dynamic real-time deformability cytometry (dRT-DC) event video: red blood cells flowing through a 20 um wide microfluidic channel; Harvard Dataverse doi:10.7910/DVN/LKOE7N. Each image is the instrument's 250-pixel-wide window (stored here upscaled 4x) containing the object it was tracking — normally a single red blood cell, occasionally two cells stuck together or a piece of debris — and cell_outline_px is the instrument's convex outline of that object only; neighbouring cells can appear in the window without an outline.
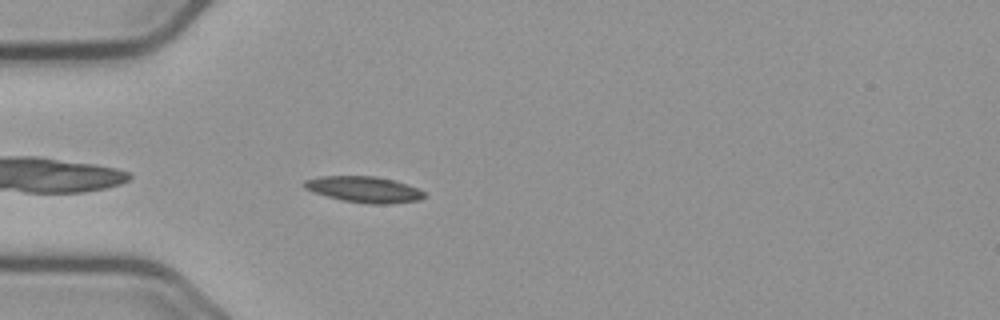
{"species": "common noctule bat (a hibernating species)", "species_latin": "Nyctalus noctula", "temperature_condition": "cold", "stored_images_in_passage": 43, "camera_frame_rate_fps": 3000, "um_per_image_px": 0.085, "animal": {"sex": "male", "body_mass_g": 23.1, "forearm_length_mm": 52.7}, "frame": {"image": 1, "passage_image": 3, "time_ms": 0.667, "image_size_px": [1000, 320], "cell_outline_px": [[424, 196], [420, 200], [388, 204], [368, 204], [344, 200], [312, 192], [304, 188], [300, 184], [304, 180], [320, 176], [376, 176], [408, 184], [424, 192]], "centroid_in_image_um": [30.9, 16.09], "position_along_channel_um": 54.1, "area_um2": 18.21}}
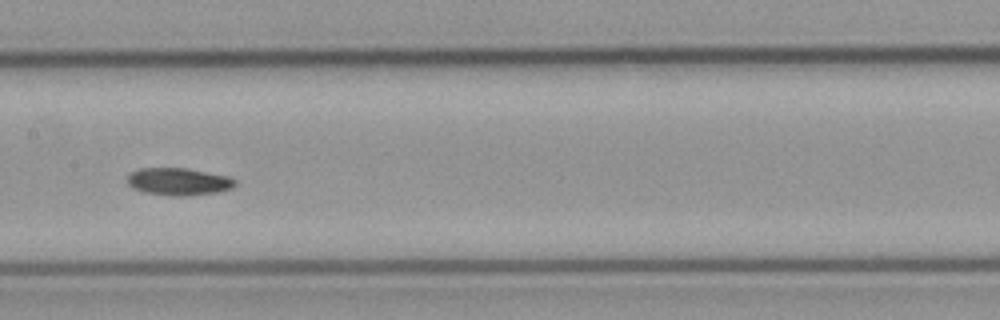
{"frame": {"image": 2, "passage_image": 15, "time_ms": 4.667, "image_size_px": [1000, 320], "cell_outline_px": [[236, 184], [232, 188], [220, 192], [184, 196], [172, 196], [144, 192], [132, 188], [128, 184], [128, 176], [132, 172], [140, 168], [188, 168], [228, 176], [236, 180]], "centroid_in_image_um": [15.2, 15.44], "position_along_channel_um": 192.2, "area_um2": 17.28}}
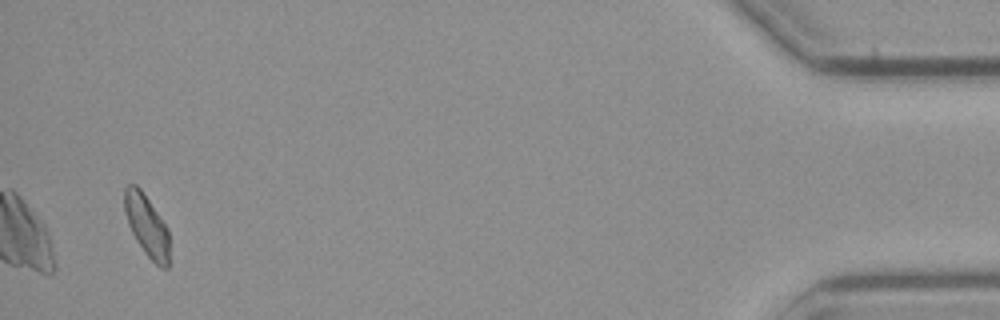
{"frame": {"image": 3, "passage_image": 41, "time_ms": 13.333, "image_size_px": [1000, 320], "cell_outline_px": [[168, 268], [160, 268], [144, 252], [136, 240], [128, 224], [124, 212], [124, 188], [128, 184], [136, 184], [140, 188], [168, 228]], "centroid_in_image_um": [12.45, 19.16], "position_along_channel_um": 422.7, "area_um2": 16.01}, "authors_computed_cell_mechanics": {"area_um2": 16.7042, "velocity_mm_per_s": 3.639, "shape_relaxation_time_tau1_ms": 5.4606, "shape_relaxation_time_tau2_ms": 6.4882, "deformation_change_tau1": 0.1115, "deformation_change_tau2": 0.1234}}